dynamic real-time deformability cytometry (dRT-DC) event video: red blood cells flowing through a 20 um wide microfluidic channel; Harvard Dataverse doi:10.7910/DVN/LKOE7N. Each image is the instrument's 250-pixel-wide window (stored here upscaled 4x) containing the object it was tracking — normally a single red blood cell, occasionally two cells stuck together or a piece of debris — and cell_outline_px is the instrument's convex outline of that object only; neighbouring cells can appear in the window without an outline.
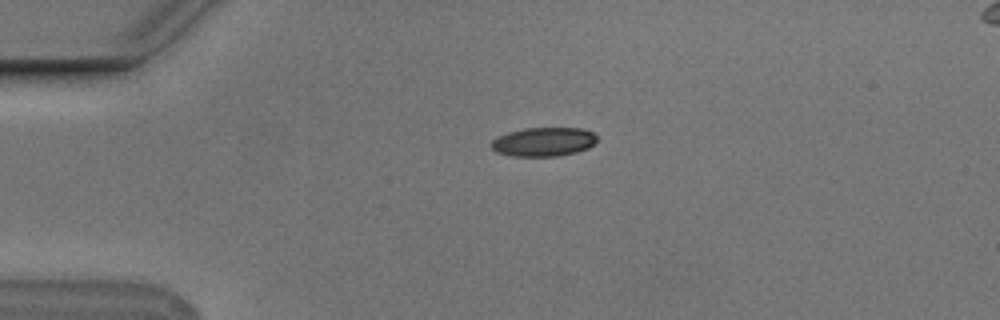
{"species": "Egyptian fruit bat (a non-hibernating species)", "species_latin": "Rousettus aegyptiacus", "temperature_condition": "cold", "stored_images_in_passage": 44, "camera_frame_rate_fps": 3000, "um_per_image_px": 0.085, "animal": {"sex": "male"}, "frame": {"image": 1, "passage_image": 2, "time_ms": 0.333, "image_size_px": [1000, 320], "cell_outline_px": [[596, 140], [588, 148], [576, 152], [560, 156], [512, 156], [496, 152], [488, 144], [496, 136], [508, 132], [524, 128], [580, 128], [592, 132], [596, 136]], "centroid_in_image_um": [46.14, 12.05], "position_along_channel_um": 38.9, "area_um2": 17.92}}
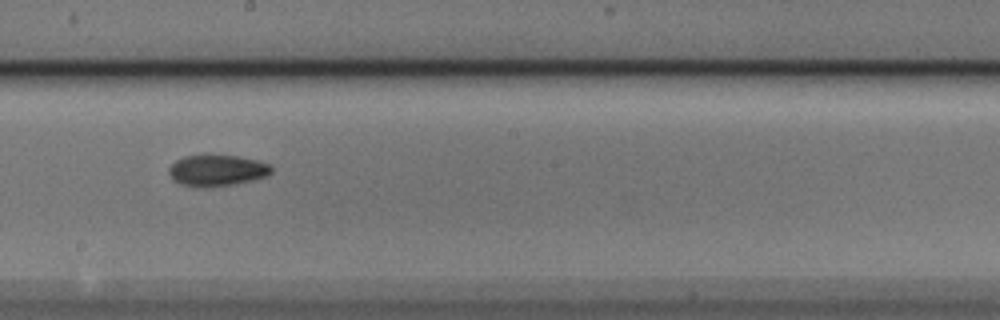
{"frame": {"image": 2, "passage_image": 20, "time_ms": 6.333, "image_size_px": [1000, 320], "cell_outline_px": [[272, 172], [268, 176], [256, 180], [236, 184], [204, 188], [200, 188], [180, 184], [168, 172], [168, 168], [176, 160], [184, 156], [204, 152], [236, 156], [256, 160], [272, 164]], "centroid_in_image_um": [18.47, 14.46], "position_along_channel_um": 229.7, "area_um2": 19.48}}
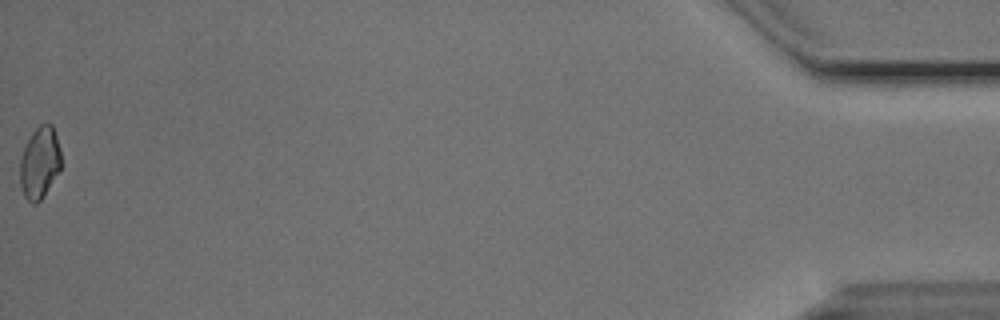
{"frame": {"image": 3, "passage_image": 44, "time_ms": 14.333, "image_size_px": [1000, 320], "cell_outline_px": [[60, 168], [40, 200], [36, 204], [32, 204], [24, 196], [20, 184], [20, 160], [24, 148], [32, 132], [40, 124], [52, 124], [60, 148]], "centroid_in_image_um": [3.35, 13.82], "position_along_channel_um": 431.8, "area_um2": 16.82}, "authors_computed_cell_mechanics": {"area_um2": 18.0625, "velocity_mm_per_s": 3.7658, "shape_relaxation_time_tau1_ms": 11.1909, "shape_relaxation_time_tau2_ms": 10.2216, "deformation_change_tau1": 0.1808, "deformation_change_tau2": 0.1468}}